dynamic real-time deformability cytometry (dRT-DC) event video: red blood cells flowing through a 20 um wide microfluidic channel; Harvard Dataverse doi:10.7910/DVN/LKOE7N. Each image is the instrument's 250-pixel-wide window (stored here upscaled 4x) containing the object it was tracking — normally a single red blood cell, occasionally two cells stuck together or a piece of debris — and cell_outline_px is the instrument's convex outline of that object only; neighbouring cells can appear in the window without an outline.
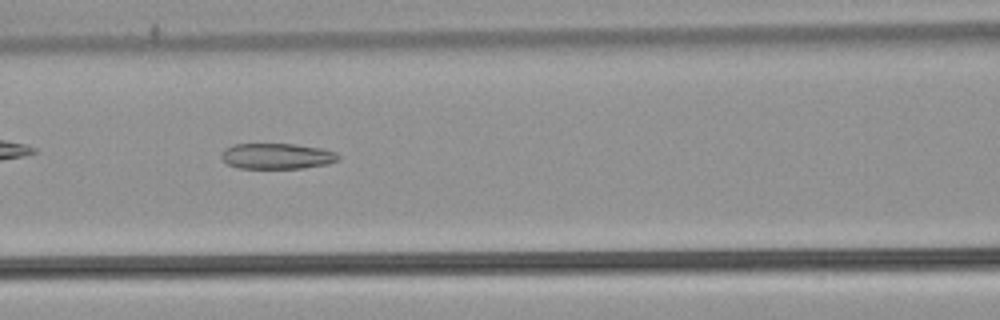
{"species": "common noctule bat (a hibernating species)", "species_latin": "Nyctalus noctula", "temperature_condition": "warm", "stored_images_in_passage": 37, "camera_frame_rate_fps": 3000, "um_per_image_px": 0.085, "animal": {"sex": "male", "body_mass_g": 21.5, "forearm_length_mm": 52.0}, "frame": {"image": 1, "passage_image": 8, "time_ms": 2.333, "image_size_px": [1000, 320], "cell_outline_px": [[340, 160], [328, 164], [304, 168], [240, 168], [228, 164], [220, 156], [224, 148], [232, 144], [296, 144], [320, 148], [336, 152], [340, 156]], "centroid_in_image_um": [23.56, 13.27], "position_along_channel_um": 143.0, "area_um2": 17.63}}
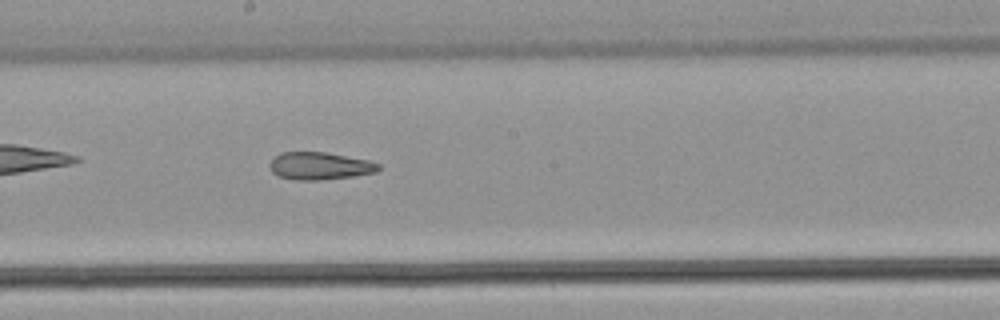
{"frame": {"image": 2, "passage_image": 14, "time_ms": 4.333, "image_size_px": [1000, 320], "cell_outline_px": [[380, 168], [376, 172], [352, 176], [320, 180], [296, 180], [280, 176], [272, 172], [268, 164], [280, 152], [328, 152], [368, 160], [380, 164]], "centroid_in_image_um": [27.18, 14.09], "position_along_channel_um": 221.0, "area_um2": 17.4}}
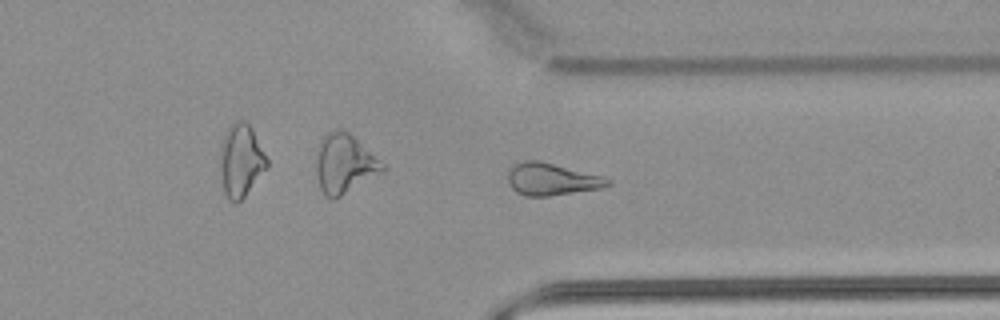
{"frame": {"image": 3, "passage_image": 25, "time_ms": 8.0, "image_size_px": [1000, 320], "cell_outline_px": [[612, 184], [604, 188], [548, 196], [524, 196], [516, 192], [512, 188], [508, 180], [508, 168], [524, 160], [536, 160], [604, 176], [612, 180]], "centroid_in_image_um": [46.92, 15.24], "position_along_channel_um": 364.5, "area_um2": 18.79}, "authors_computed_cell_mechanics": {"area_um2": 18.6116, "velocity_mm_per_s": 3.9038, "shape_relaxation_time_tau1_ms": null, "shape_relaxation_time_tau2_ms": 4.0028, "deformation_change_tau1": null, "deformation_change_tau2": 0.1452}}